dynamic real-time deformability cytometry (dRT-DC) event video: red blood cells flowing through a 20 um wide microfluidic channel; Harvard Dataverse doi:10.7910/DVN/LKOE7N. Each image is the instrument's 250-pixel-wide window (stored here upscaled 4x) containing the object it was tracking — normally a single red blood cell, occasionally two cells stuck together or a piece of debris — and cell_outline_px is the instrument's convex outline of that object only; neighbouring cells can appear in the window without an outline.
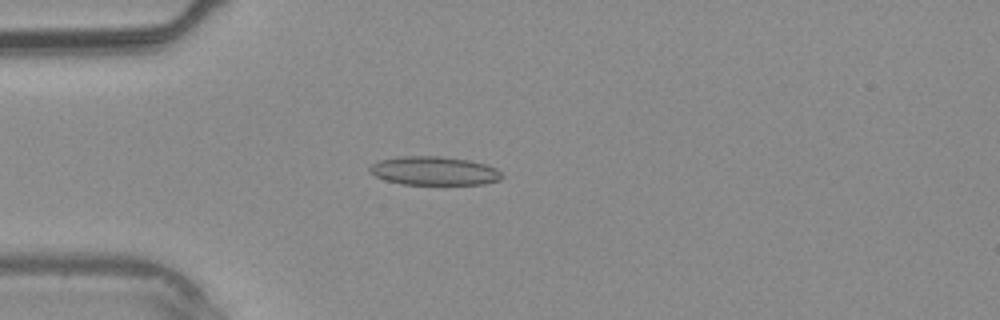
{"species": "common noctule bat (a hibernating species)", "species_latin": "Nyctalus noctula", "temperature_condition": "warm", "stored_images_in_passage": 37, "camera_frame_rate_fps": 3000, "um_per_image_px": 0.085, "animal": {"sex": "male", "body_mass_g": 20.4}, "frame": {"image": 1, "passage_image": 9, "time_ms": 2.667, "image_size_px": [1000, 320], "cell_outline_px": [[504, 176], [500, 180], [484, 184], [400, 184], [384, 180], [368, 172], [368, 168], [376, 160], [400, 156], [440, 156], [468, 160], [484, 164], [496, 168]], "centroid_in_image_um": [36.85, 14.52], "position_along_channel_um": 48.1, "area_um2": 22.25}}
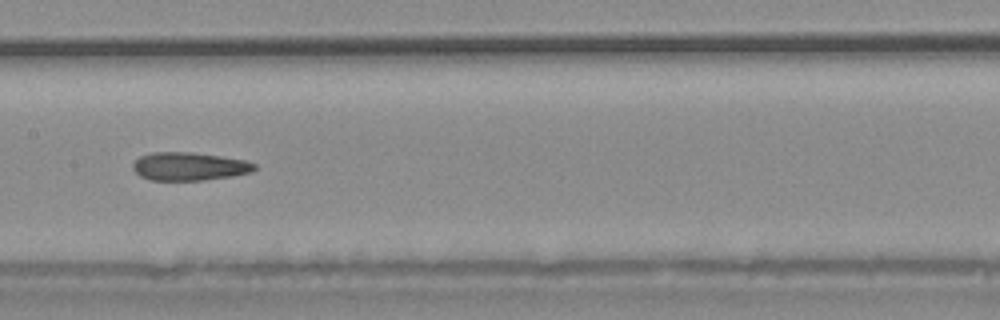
{"frame": {"image": 2, "passage_image": 18, "time_ms": 5.667, "image_size_px": [1000, 320], "cell_outline_px": [[256, 168], [252, 172], [232, 176], [204, 180], [148, 180], [140, 176], [132, 168], [132, 164], [140, 156], [152, 152], [192, 152], [220, 156], [244, 160], [256, 164]], "centroid_in_image_um": [16.07, 14.14], "position_along_channel_um": 191.3, "area_um2": 20.0}}
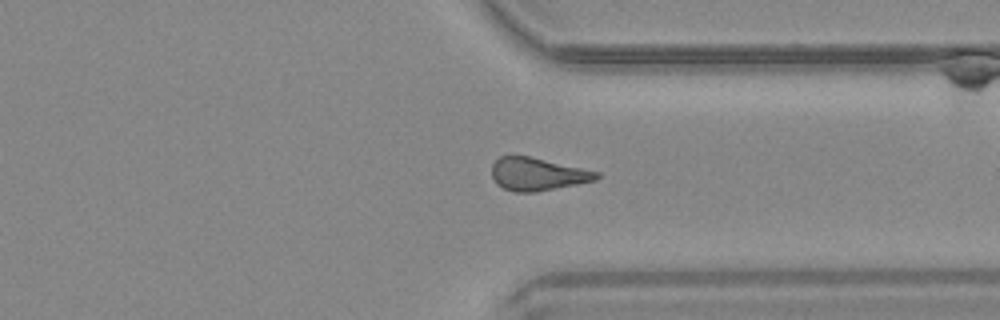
{"frame": {"image": 3, "passage_image": 28, "time_ms": 9.0, "image_size_px": [1000, 320], "cell_outline_px": [[600, 176], [596, 180], [536, 192], [516, 192], [504, 188], [496, 184], [492, 176], [492, 164], [500, 156], [528, 156], [600, 172]], "centroid_in_image_um": [45.68, 14.8], "position_along_channel_um": 365.7, "area_um2": 19.83}}